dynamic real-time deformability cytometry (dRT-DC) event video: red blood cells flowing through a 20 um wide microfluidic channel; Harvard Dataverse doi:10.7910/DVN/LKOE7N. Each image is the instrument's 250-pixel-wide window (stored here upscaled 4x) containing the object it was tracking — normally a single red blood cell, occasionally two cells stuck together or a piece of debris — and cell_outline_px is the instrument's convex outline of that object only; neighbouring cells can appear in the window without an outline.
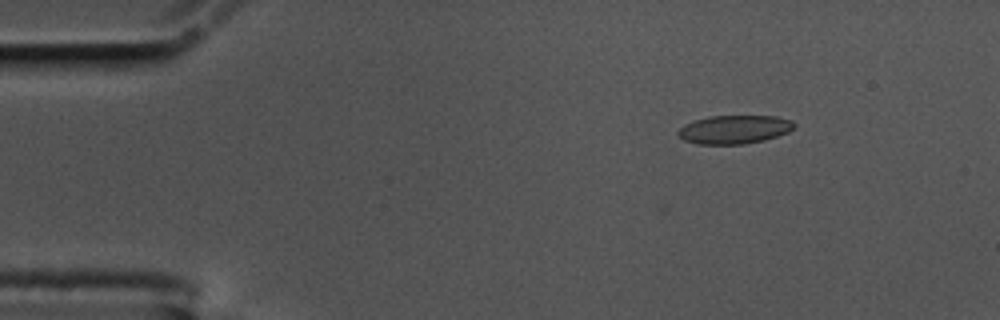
{"species": "common noctule bat (a hibernating species)", "species_latin": "Nyctalus noctula", "temperature_condition": "cold", "stored_images_in_passage": 43, "camera_frame_rate_fps": 3000, "um_per_image_px": 0.085, "animal": {"sex": "male", "body_mass_g": 17.5, "forearm_length_mm": 52.3}, "frame": {"image": 1, "passage_image": 3, "time_ms": 0.667, "image_size_px": [1000, 320], "cell_outline_px": [[796, 124], [788, 132], [764, 140], [744, 144], [696, 144], [684, 140], [676, 132], [684, 124], [708, 116], [776, 116], [792, 120]], "centroid_in_image_um": [62.41, 11.0], "position_along_channel_um": 22.6, "area_um2": 19.25}}
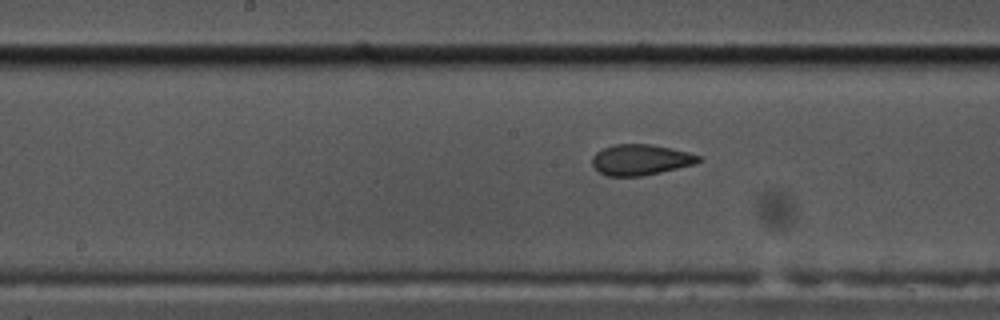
{"frame": {"image": 2, "passage_image": 24, "time_ms": 7.667, "image_size_px": [1000, 320], "cell_outline_px": [[704, 160], [696, 164], [660, 172], [640, 176], [608, 176], [600, 172], [592, 164], [592, 156], [596, 152], [604, 148], [616, 144], [652, 144], [672, 148], [688, 152], [700, 156]], "centroid_in_image_um": [54.49, 13.57], "position_along_channel_um": 193.7, "area_um2": 19.07}}
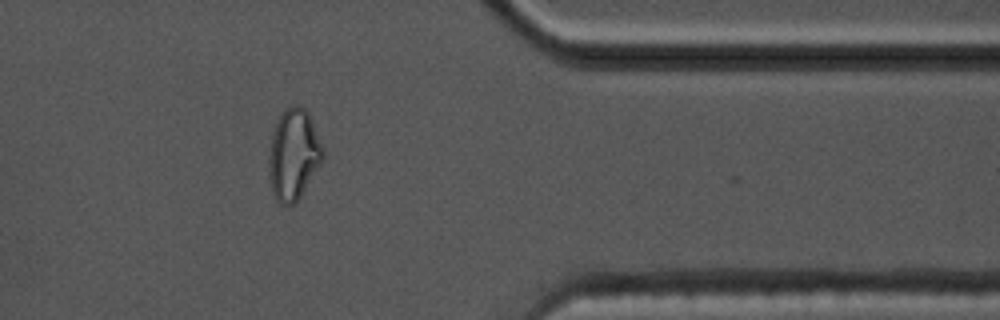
{"frame": {"image": 3, "passage_image": 42, "time_ms": 13.667, "image_size_px": [1000, 320], "cell_outline_px": [[324, 160], [300, 196], [292, 204], [280, 204], [276, 200], [272, 192], [268, 172], [268, 156], [272, 136], [276, 124], [284, 108], [292, 104], [296, 104], [304, 108], [308, 112], [312, 120], [324, 148]], "centroid_in_image_um": [24.96, 13.12], "position_along_channel_um": 386.4, "area_um2": 28.78}}